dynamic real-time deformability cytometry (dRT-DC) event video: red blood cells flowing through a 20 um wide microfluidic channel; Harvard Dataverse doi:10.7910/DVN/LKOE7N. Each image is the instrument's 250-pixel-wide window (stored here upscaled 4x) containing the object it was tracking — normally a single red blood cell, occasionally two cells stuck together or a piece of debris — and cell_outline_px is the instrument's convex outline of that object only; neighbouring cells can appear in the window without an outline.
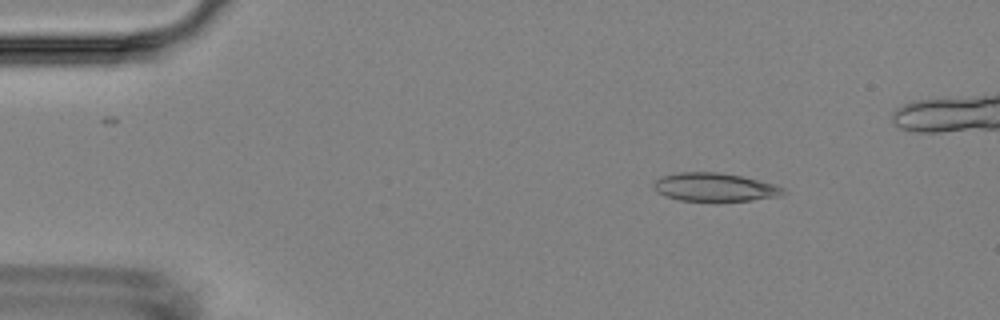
{"species": "Egyptian fruit bat (a non-hibernating species)", "species_latin": "Rousettus aegyptiacus", "temperature_condition": "room temperature", "stored_images_in_passage": 6, "camera_frame_rate_fps": 3000, "um_per_image_px": 0.085, "animal": {"sex": "female"}, "frame": {"image": 1, "passage_image": 3, "time_ms": 2.333, "image_size_px": [1000, 320], "cell_outline_px": [[788, 192], [780, 196], [752, 200], [680, 200], [668, 196], [660, 192], [652, 184], [660, 176], [680, 172], [720, 172], [740, 176], [776, 184], [784, 188]], "centroid_in_image_um": [60.81, 15.89], "position_along_channel_um": 24.2, "area_um2": 21.1}}